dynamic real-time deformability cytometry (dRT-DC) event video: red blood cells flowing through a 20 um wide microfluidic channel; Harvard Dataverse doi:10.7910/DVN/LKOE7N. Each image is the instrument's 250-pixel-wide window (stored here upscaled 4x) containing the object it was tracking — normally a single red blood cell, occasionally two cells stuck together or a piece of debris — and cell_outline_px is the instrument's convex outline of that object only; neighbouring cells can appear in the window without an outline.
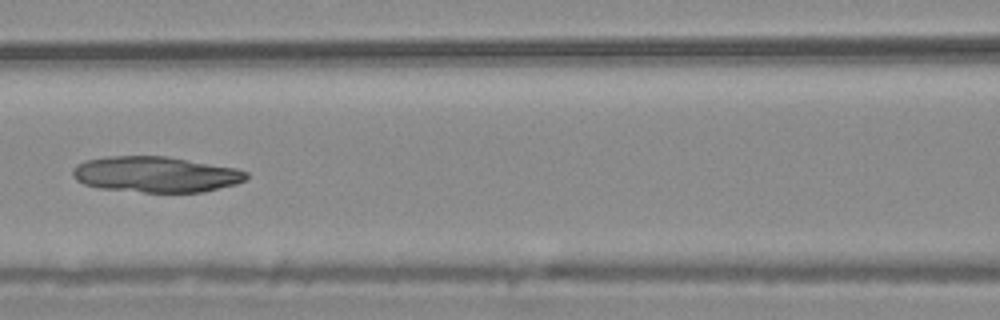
{"species": "common noctule bat (a hibernating species)", "species_latin": "Nyctalus noctula", "temperature_condition": "warm", "stored_images_in_passage": 8, "camera_frame_rate_fps": 3000, "um_per_image_px": 0.085, "animal": {"sex": "male", "body_mass_g": 20.4}, "frame": {"image": 1, "passage_image": 5, "time_ms": 1.333, "image_size_px": [1000, 320], "cell_outline_px": [[248, 176], [244, 180], [236, 184], [204, 192], [144, 192], [100, 188], [84, 184], [76, 180], [72, 176], [72, 168], [76, 164], [88, 160], [108, 156], [164, 156], [236, 168], [248, 172]], "centroid_in_image_um": [13.22, 14.82], "position_along_channel_um": 153.4, "area_um2": 36.13}}
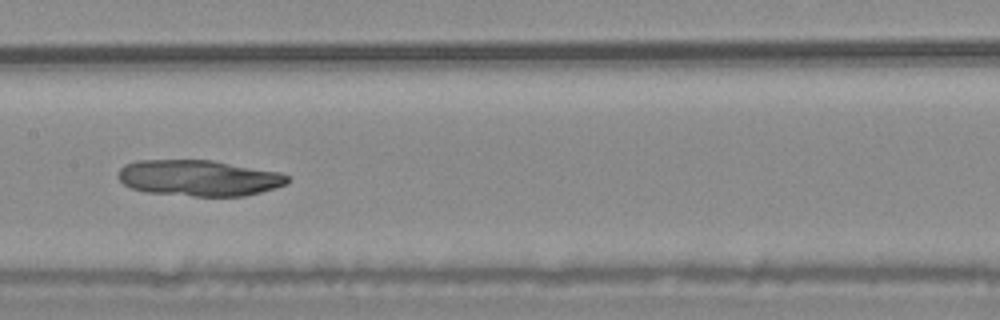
{"frame": {"image": 2, "passage_image": 6, "time_ms": 1.667, "image_size_px": [1000, 320], "cell_outline_px": [[292, 180], [288, 184], [276, 188], [244, 196], [192, 196], [148, 192], [132, 188], [124, 184], [116, 176], [120, 168], [124, 164], [136, 160], [212, 160], [280, 172], [292, 176]], "centroid_in_image_um": [16.95, 15.12], "position_along_channel_um": 190.5, "area_um2": 35.89}}
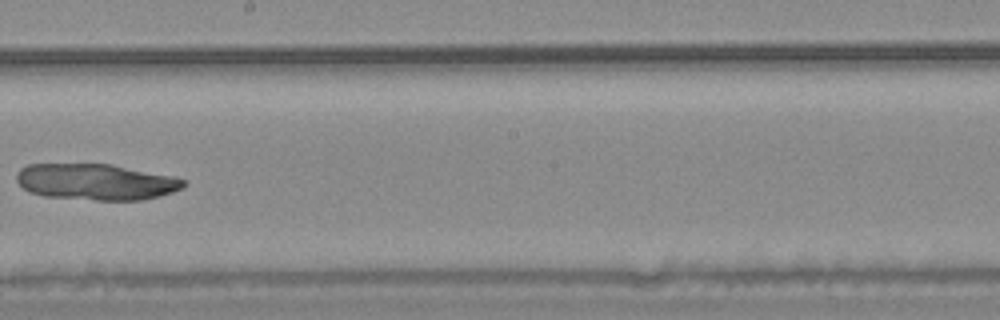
{"frame": {"image": 3, "passage_image": 7, "time_ms": 2.0, "image_size_px": [1000, 320], "cell_outline_px": [[188, 180], [184, 188], [160, 196], [144, 200], [96, 200], [44, 196], [28, 192], [16, 180], [16, 172], [20, 168], [28, 164], [112, 164], [176, 176]], "centroid_in_image_um": [8.2, 15.45], "position_along_channel_um": 240.0, "area_um2": 35.72}}